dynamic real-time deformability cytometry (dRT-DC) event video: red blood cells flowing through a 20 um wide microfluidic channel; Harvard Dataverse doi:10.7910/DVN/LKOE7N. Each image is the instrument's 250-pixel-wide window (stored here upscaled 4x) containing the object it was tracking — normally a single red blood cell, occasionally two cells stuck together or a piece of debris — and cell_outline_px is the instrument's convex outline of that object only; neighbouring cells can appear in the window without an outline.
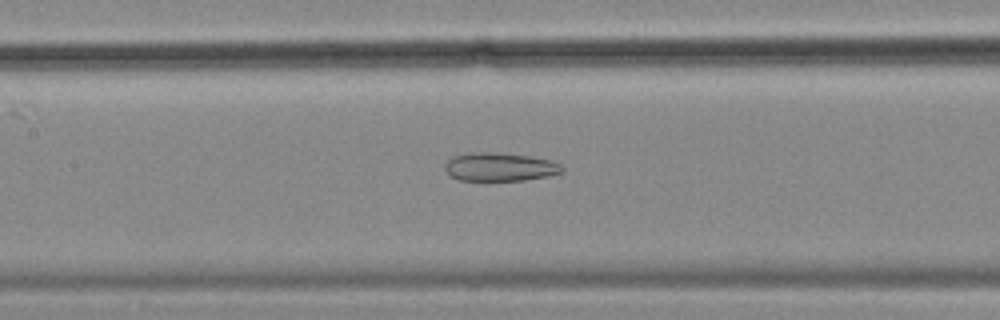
{"species": "common noctule bat (a hibernating species)", "species_latin": "Nyctalus noctula", "temperature_condition": "cold", "stored_images_in_passage": 56, "camera_frame_rate_fps": 3000, "um_per_image_px": 0.085, "animal": {"sex": "female", "body_mass_g": 18.4}, "frame": {"image": 1, "passage_image": 25, "time_ms": 8.0, "image_size_px": [1000, 320], "cell_outline_px": [[564, 172], [524, 180], [460, 180], [452, 176], [444, 168], [444, 164], [452, 156], [468, 152], [492, 152], [528, 156], [552, 160], [560, 164], [564, 168]], "centroid_in_image_um": [42.47, 14.17], "position_along_channel_um": 164.9, "area_um2": 19.31}}
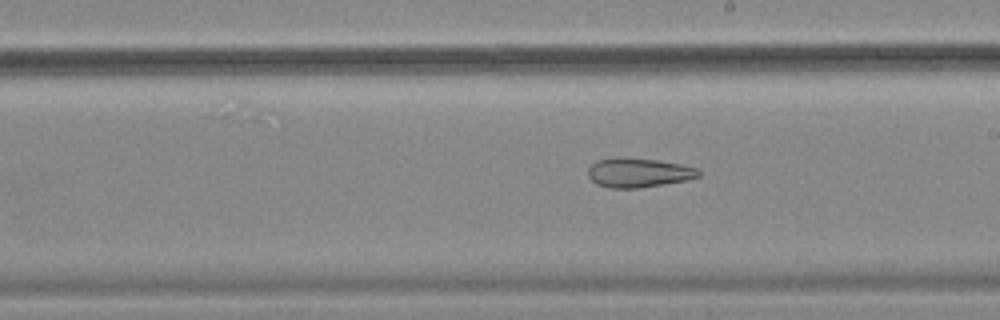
{"frame": {"image": 2, "passage_image": 31, "time_ms": 10.0, "image_size_px": [1000, 320], "cell_outline_px": [[700, 176], [688, 180], [640, 188], [608, 188], [596, 184], [588, 176], [588, 168], [596, 160], [620, 156], [656, 160], [680, 164], [696, 168], [700, 172]], "centroid_in_image_um": [54.24, 14.67], "position_along_channel_um": 234.8, "area_um2": 19.07}}
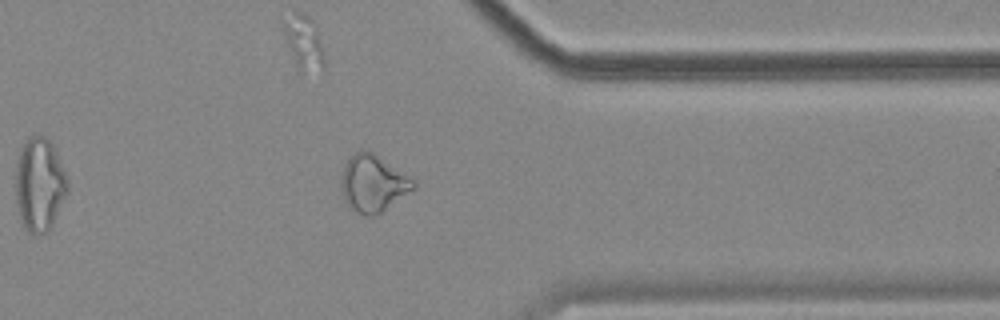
{"frame": {"image": 3, "passage_image": 44, "time_ms": 14.333, "image_size_px": [1000, 320], "cell_outline_px": [[416, 188], [380, 212], [364, 216], [348, 208], [344, 200], [340, 188], [340, 180], [344, 164], [360, 148], [364, 148], [372, 152], [416, 180]], "centroid_in_image_um": [31.68, 15.58], "position_along_channel_um": 379.7, "area_um2": 24.04}, "authors_computed_cell_mechanics": {"area_um2": 24.8251, "velocity_mm_per_s": 3.5169, "shape_relaxation_time_tau1_ms": null, "shape_relaxation_time_tau2_ms": 9.7216, "deformation_change_tau1": null, "deformation_change_tau2": 0.2093}}